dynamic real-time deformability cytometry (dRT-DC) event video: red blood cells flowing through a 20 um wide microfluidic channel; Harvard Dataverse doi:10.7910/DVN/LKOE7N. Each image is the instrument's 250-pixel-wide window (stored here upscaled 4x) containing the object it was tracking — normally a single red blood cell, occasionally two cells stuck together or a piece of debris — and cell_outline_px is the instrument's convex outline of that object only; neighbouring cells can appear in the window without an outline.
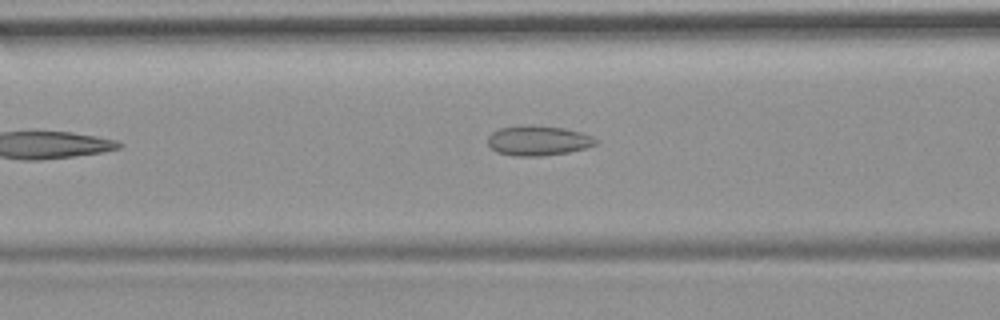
{"species": "common noctule bat (a hibernating species)", "species_latin": "Nyctalus noctula", "temperature_condition": "room temperature", "stored_images_in_passage": 10, "camera_frame_rate_fps": 3000, "um_per_image_px": 0.085, "animal": {"sex": "female", "body_mass_g": 19.9}, "frame": {"image": 1, "passage_image": 4, "time_ms": 4.333, "image_size_px": [1000, 320], "cell_outline_px": [[596, 144], [584, 148], [568, 152], [544, 156], [512, 156], [496, 152], [488, 144], [488, 136], [492, 132], [500, 128], [564, 128], [580, 132], [592, 136], [596, 140]], "centroid_in_image_um": [45.73, 12.01], "position_along_channel_um": 120.9, "area_um2": 17.92}}
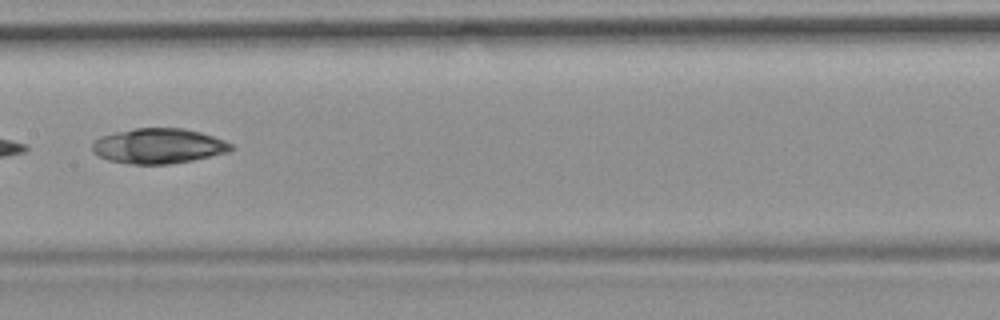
{"frame": {"image": 2, "passage_image": 7, "time_ms": 8.0, "image_size_px": [1000, 320], "cell_outline_px": [[236, 148], [228, 152], [192, 160], [172, 164], [132, 164], [108, 160], [92, 152], [92, 144], [100, 136], [116, 132], [136, 128], [184, 128], [200, 132], [224, 140], [232, 144]], "centroid_in_image_um": [13.48, 12.41], "position_along_channel_um": 193.9, "area_um2": 28.38}}